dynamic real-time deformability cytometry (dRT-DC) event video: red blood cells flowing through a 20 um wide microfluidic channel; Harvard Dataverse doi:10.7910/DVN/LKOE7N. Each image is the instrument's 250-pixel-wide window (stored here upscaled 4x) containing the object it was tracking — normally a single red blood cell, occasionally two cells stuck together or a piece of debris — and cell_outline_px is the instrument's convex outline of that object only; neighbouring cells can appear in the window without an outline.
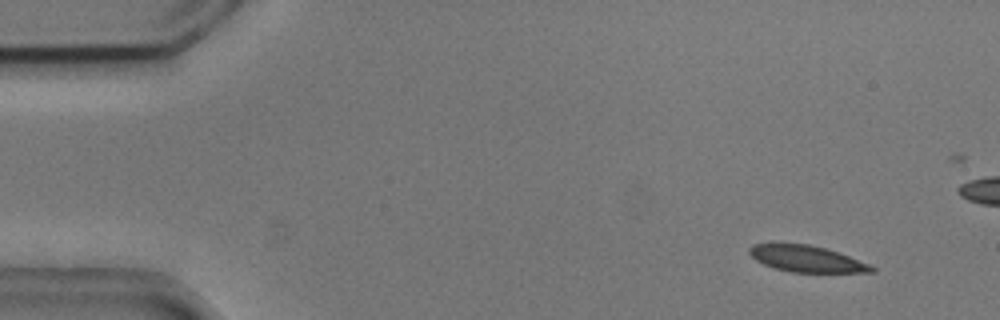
{"species": "common noctule bat (a hibernating species)", "species_latin": "Nyctalus noctula", "temperature_condition": "cold", "stored_images_in_passage": 6, "camera_frame_rate_fps": 3000, "um_per_image_px": 0.085, "animal": {"sex": "male", "body_mass_g": 20.5, "forearm_length_mm": 52.5}, "frame": {"image": 1, "passage_image": 2, "time_ms": 0.333, "image_size_px": [1000, 320], "cell_outline_px": [[876, 272], [792, 272], [772, 268], [756, 260], [748, 252], [748, 248], [752, 244], [772, 240], [808, 244], [824, 248], [848, 256], [868, 264], [876, 268]], "centroid_in_image_um": [68.42, 21.95], "position_along_channel_um": 16.6, "area_um2": 19.31}}